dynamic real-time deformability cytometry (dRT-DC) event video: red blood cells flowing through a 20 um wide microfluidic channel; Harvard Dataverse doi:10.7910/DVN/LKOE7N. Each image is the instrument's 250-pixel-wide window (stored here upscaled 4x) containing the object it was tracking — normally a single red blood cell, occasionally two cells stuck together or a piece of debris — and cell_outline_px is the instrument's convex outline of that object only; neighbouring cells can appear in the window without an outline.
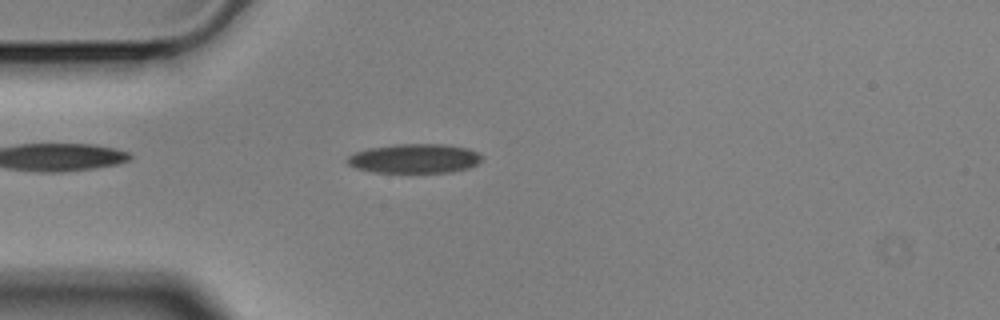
{"species": "Egyptian fruit bat (a non-hibernating species)", "species_latin": "Rousettus aegyptiacus", "temperature_condition": "cold", "stored_images_in_passage": 56, "camera_frame_rate_fps": 3000, "um_per_image_px": 0.085, "animal": {"sex": "male"}, "frame": {"image": 1, "passage_image": 14, "time_ms": 4.333, "image_size_px": [1000, 320], "cell_outline_px": [[484, 156], [476, 164], [468, 168], [452, 172], [372, 172], [356, 168], [348, 164], [348, 156], [356, 152], [368, 148], [396, 144], [444, 144], [468, 148]], "centroid_in_image_um": [35.25, 13.47], "position_along_channel_um": 49.8, "area_um2": 22.89}}
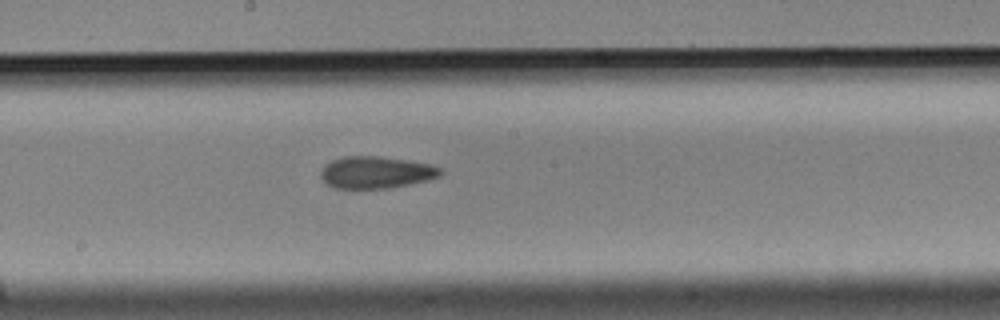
{"frame": {"image": 2, "passage_image": 29, "time_ms": 9.333, "image_size_px": [1000, 320], "cell_outline_px": [[444, 172], [440, 176], [428, 180], [388, 188], [336, 188], [324, 184], [320, 176], [320, 172], [332, 160], [344, 156], [376, 156], [432, 164], [440, 168]], "centroid_in_image_um": [31.96, 14.66], "position_along_channel_um": 216.2, "area_um2": 22.2}}
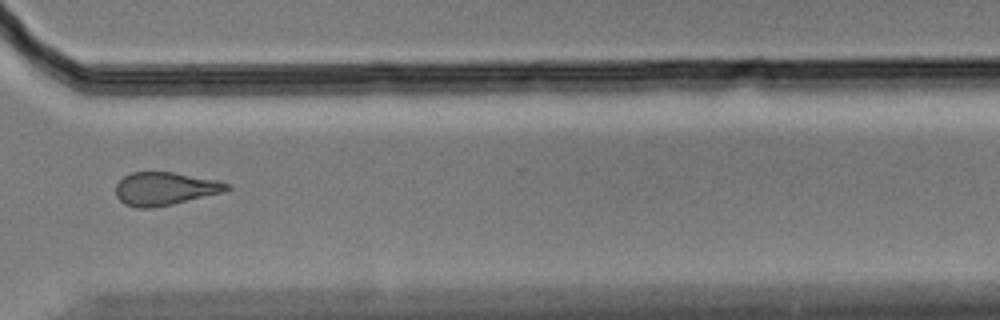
{"frame": {"image": 3, "passage_image": 41, "time_ms": 13.333, "image_size_px": [1000, 320], "cell_outline_px": [[232, 188], [224, 192], [172, 204], [152, 208], [136, 208], [124, 204], [116, 196], [116, 184], [124, 176], [132, 172], [172, 172], [216, 180], [228, 184]], "centroid_in_image_um": [14.0, 16.04], "position_along_channel_um": 356.6, "area_um2": 21.33}, "authors_computed_cell_mechanics": {"area_um2": 21.964, "velocity_mm_per_s": 3.5163, "shape_relaxation_time_tau1_ms": 7.5508, "shape_relaxation_time_tau2_ms": 6.8206, "deformation_change_tau1": 0.1458, "deformation_change_tau2": 0.1638}}